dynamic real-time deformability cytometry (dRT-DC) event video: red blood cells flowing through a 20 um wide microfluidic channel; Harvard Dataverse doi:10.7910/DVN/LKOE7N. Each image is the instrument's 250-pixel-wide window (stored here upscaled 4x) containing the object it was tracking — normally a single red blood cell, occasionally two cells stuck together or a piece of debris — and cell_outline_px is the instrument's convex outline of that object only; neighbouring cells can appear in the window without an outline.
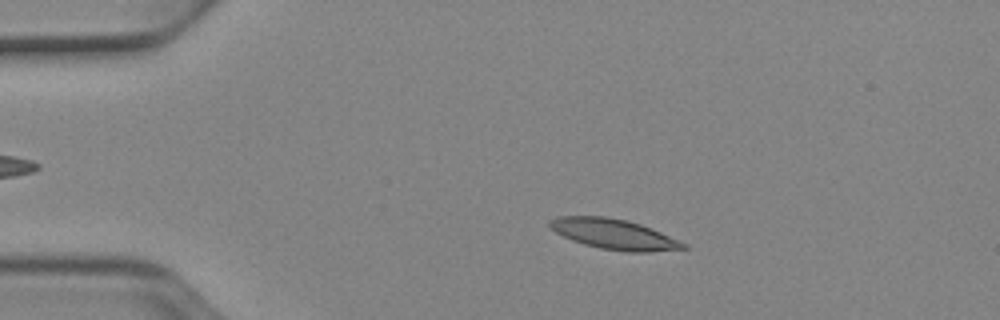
{"species": "Egyptian fruit bat (a non-hibernating species)", "species_latin": "Rousettus aegyptiacus", "temperature_condition": "cold", "stored_images_in_passage": 52, "camera_frame_rate_fps": 3000, "um_per_image_px": 0.085, "animal": {"sex": "female"}, "frame": {"image": 1, "passage_image": 10, "time_ms": 3.0, "image_size_px": [1000, 320], "cell_outline_px": [[688, 248], [648, 252], [628, 252], [600, 248], [584, 244], [572, 240], [556, 232], [548, 224], [548, 220], [556, 216], [604, 216], [628, 220], [652, 228], [680, 240], [688, 244]], "centroid_in_image_um": [52.21, 19.9], "position_along_channel_um": 32.8, "area_um2": 23.64}}
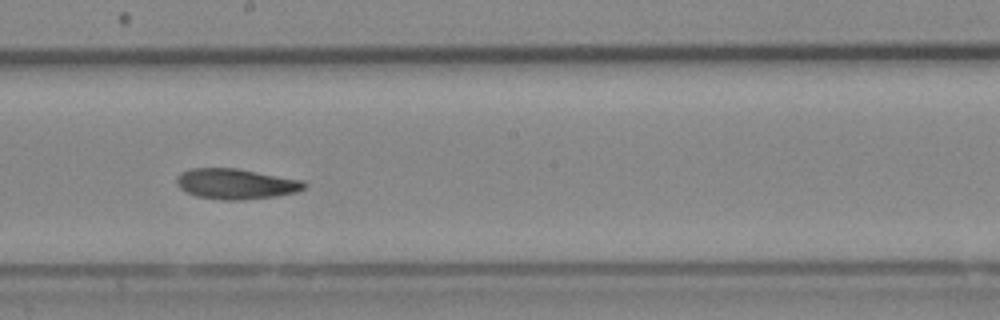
{"frame": {"image": 2, "passage_image": 29, "time_ms": 9.333, "image_size_px": [1000, 320], "cell_outline_px": [[308, 184], [304, 188], [296, 192], [276, 196], [244, 200], [220, 200], [196, 196], [180, 188], [176, 184], [176, 176], [180, 172], [192, 168], [236, 168], [304, 180]], "centroid_in_image_um": [20.05, 15.63], "position_along_channel_um": 228.2, "area_um2": 22.83}}
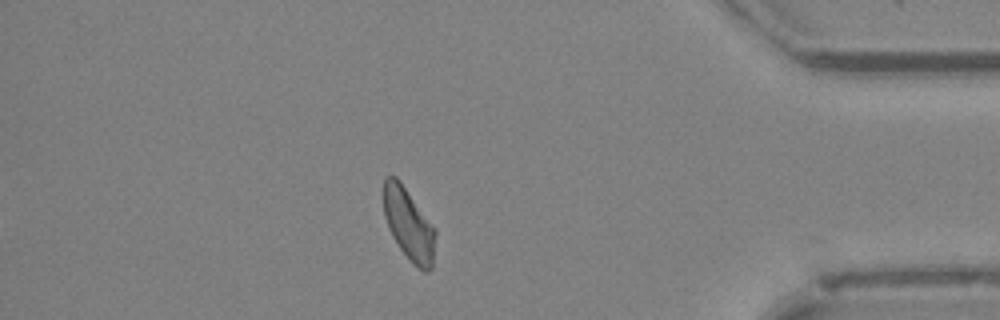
{"frame": {"image": 3, "passage_image": 45, "time_ms": 14.667, "image_size_px": [1000, 320], "cell_outline_px": [[436, 232], [432, 268], [428, 272], [424, 272], [416, 268], [412, 264], [400, 248], [392, 236], [388, 228], [384, 216], [380, 196], [384, 180], [388, 176], [396, 176], [400, 180], [436, 228]], "centroid_in_image_um": [34.71, 19.04], "position_along_channel_um": 400.5, "area_um2": 22.48}, "authors_computed_cell_mechanics": {"area_um2": 22.7154, "velocity_mm_per_s": 3.8792, "shape_relaxation_time_tau1_ms": 7.988, "shape_relaxation_time_tau2_ms": 6.1435, "deformation_change_tau1": 0.1812, "deformation_change_tau2": 0.1279}}